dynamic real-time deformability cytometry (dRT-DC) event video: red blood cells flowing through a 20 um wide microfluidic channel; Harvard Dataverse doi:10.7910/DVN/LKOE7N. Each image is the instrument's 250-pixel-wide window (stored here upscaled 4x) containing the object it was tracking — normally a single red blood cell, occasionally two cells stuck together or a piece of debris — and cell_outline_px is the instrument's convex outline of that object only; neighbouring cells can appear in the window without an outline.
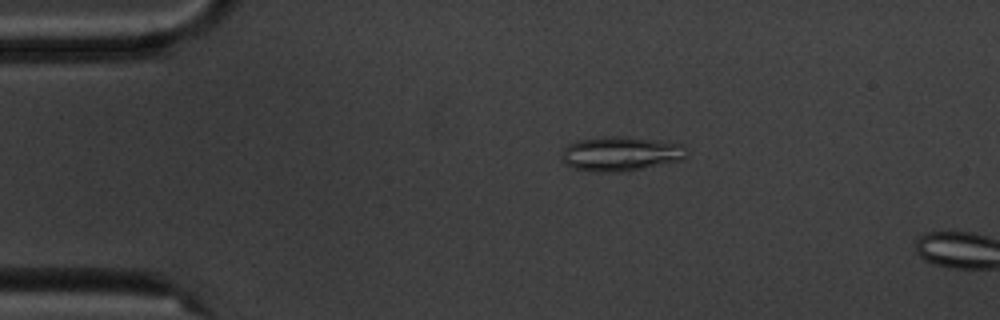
{"species": "common noctule bat (a hibernating species)", "species_latin": "Nyctalus noctula", "temperature_condition": "cold", "stored_images_in_passage": 3, "camera_frame_rate_fps": 3000, "um_per_image_px": 0.085, "animal": {"sex": "male", "body_mass_g": 20.1, "forearm_length_mm": 53.5}, "frame": {"image": 1, "passage_image": 2, "time_ms": 1.0, "image_size_px": [1000, 320], "cell_outline_px": [[688, 152], [680, 160], [624, 172], [596, 172], [572, 168], [564, 164], [560, 160], [560, 156], [564, 148], [568, 144], [580, 140], [604, 136], [624, 136], [656, 140], [680, 144]], "centroid_in_image_um": [52.67, 13.07], "position_along_channel_um": 32.3, "area_um2": 25.14}}